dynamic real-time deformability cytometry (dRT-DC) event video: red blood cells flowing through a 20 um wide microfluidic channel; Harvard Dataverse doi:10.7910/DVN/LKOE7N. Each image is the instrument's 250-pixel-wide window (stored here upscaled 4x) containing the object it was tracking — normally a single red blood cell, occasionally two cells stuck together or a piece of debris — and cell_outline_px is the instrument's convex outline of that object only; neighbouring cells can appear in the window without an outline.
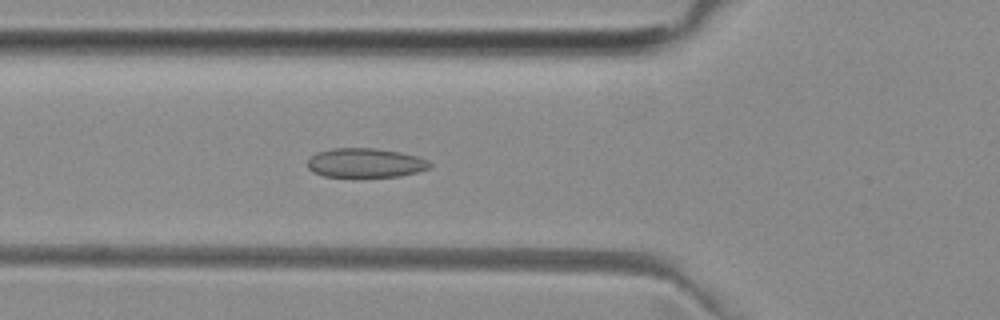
{"species": "common noctule bat (a hibernating species)", "species_latin": "Nyctalus noctula", "temperature_condition": "room temperature", "stored_images_in_passage": 40, "camera_frame_rate_fps": 3000, "um_per_image_px": 0.085, "animal": {"sex": "female", "body_mass_g": 29.2, "forearm_length_mm": 56.3}, "frame": {"image": 1, "passage_image": 12, "time_ms": 3.667, "image_size_px": [1000, 320], "cell_outline_px": [[432, 164], [428, 168], [416, 172], [400, 176], [324, 176], [312, 172], [308, 168], [308, 160], [316, 152], [332, 148], [372, 148], [400, 152], [416, 156], [428, 160]], "centroid_in_image_um": [31.03, 13.83], "position_along_channel_um": 94.8, "area_um2": 20.63}}
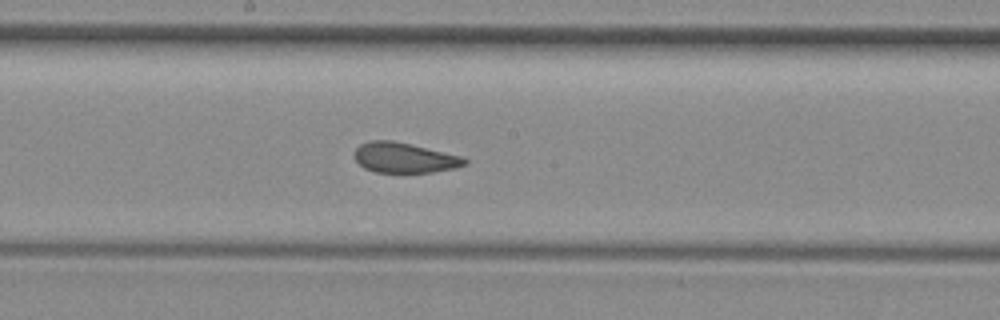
{"frame": {"image": 2, "passage_image": 21, "time_ms": 6.667, "image_size_px": [1000, 320], "cell_outline_px": [[468, 164], [456, 168], [432, 172], [376, 172], [364, 168], [352, 156], [356, 148], [360, 144], [372, 140], [392, 140], [464, 156], [468, 160]], "centroid_in_image_um": [34.39, 13.4], "position_along_channel_um": 213.8, "area_um2": 19.54}}
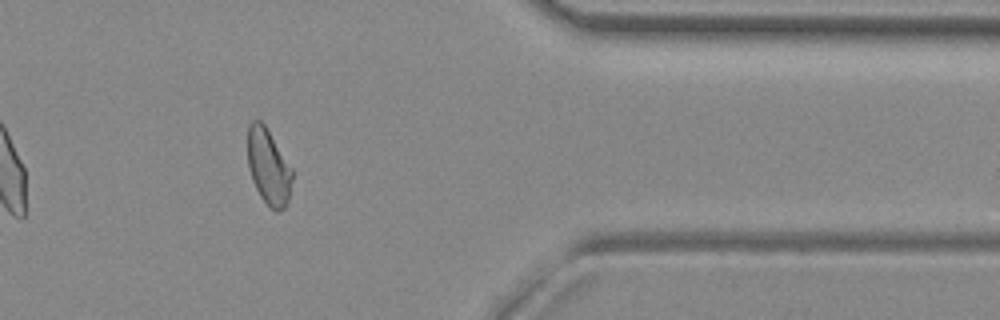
{"frame": {"image": 3, "passage_image": 36, "time_ms": 11.667, "image_size_px": [1000, 320], "cell_outline_px": [[292, 180], [288, 200], [284, 208], [276, 212], [260, 196], [252, 180], [248, 168], [248, 124], [252, 120], [260, 120], [264, 124], [292, 168]], "centroid_in_image_um": [22.81, 14.16], "position_along_channel_um": 388.6, "area_um2": 19.48}, "authors_computed_cell_mechanics": {"area_um2": 20.4323, "velocity_mm_per_s": 3.9547, "shape_relaxation_time_tau1_ms": null, "shape_relaxation_time_tau2_ms": 1.4525, "deformation_change_tau1": null, "deformation_change_tau2": 0.0685}}